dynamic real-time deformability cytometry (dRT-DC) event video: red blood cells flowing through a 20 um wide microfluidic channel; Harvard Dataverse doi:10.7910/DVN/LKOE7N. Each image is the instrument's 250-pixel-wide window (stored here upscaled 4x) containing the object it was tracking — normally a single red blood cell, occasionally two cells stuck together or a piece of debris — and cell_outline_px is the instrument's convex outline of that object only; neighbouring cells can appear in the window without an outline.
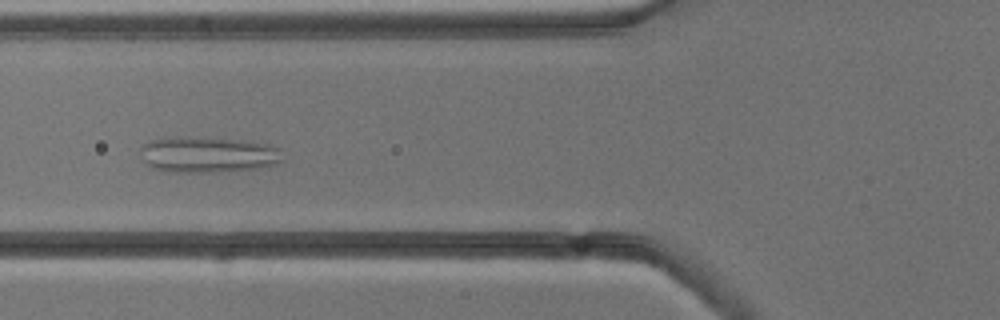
{"species": "common noctule bat (a hibernating species)", "species_latin": "Nyctalus noctula", "temperature_condition": "cold", "stored_images_in_passage": 6, "camera_frame_rate_fps": 3000, "um_per_image_px": 0.085, "animal": {"sex": "male", "body_mass_g": 13.3}, "frame": {"image": 1, "passage_image": 6, "time_ms": 6.0, "image_size_px": [1000, 320], "cell_outline_px": [[284, 160], [276, 164], [260, 168], [212, 172], [164, 172], [152, 168], [144, 164], [140, 152], [140, 148], [148, 140], [232, 140], [268, 144], [280, 148]], "centroid_in_image_um": [17.7, 13.22], "position_along_channel_um": 108.1, "area_um2": 28.73}}